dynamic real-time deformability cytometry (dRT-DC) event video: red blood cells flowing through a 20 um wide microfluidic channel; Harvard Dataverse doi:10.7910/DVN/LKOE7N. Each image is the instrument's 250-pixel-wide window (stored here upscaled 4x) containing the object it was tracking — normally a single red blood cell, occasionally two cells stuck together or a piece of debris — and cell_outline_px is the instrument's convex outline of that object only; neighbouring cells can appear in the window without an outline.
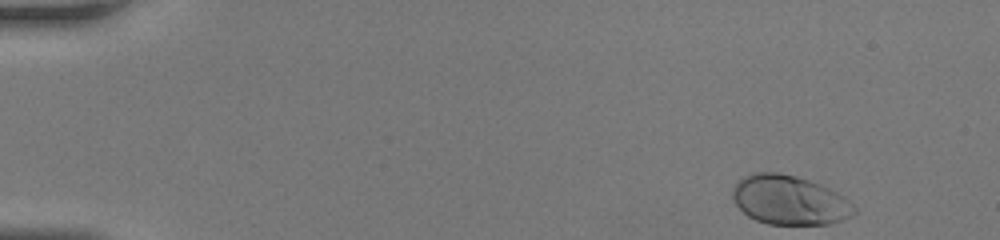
{"species": "human", "species_latin": "Homo sapiens", "temperature_condition": "room temperature", "stored_images_in_passage": 42, "camera_frame_rate_fps": 3000, "um_per_image_px": 0.085, "donor": {"sex": "female"}, "frame": {"image": 1, "passage_image": 1, "time_ms": 0.0, "image_size_px": [1000, 240], "cell_outline_px": [[856, 212], [852, 216], [828, 224], [768, 224], [756, 220], [748, 216], [736, 204], [732, 196], [732, 192], [736, 184], [744, 176], [752, 172], [776, 172], [796, 176], [820, 184], [844, 196], [856, 208]], "centroid_in_image_um": [67.11, 17.01], "position_along_channel_um": 17.9, "area_um2": 34.74}}
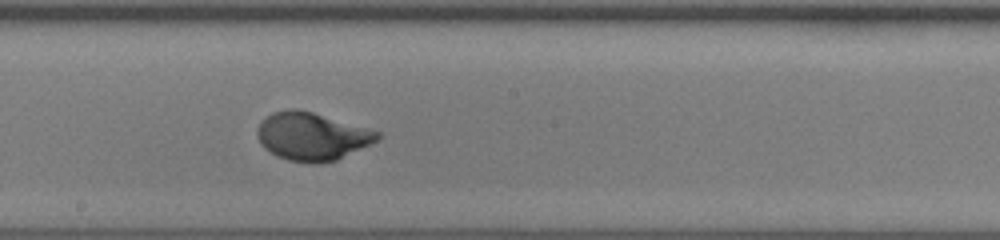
{"frame": {"image": 2, "passage_image": 23, "time_ms": 7.333, "image_size_px": [1000, 240], "cell_outline_px": [[380, 136], [376, 140], [336, 160], [312, 164], [288, 160], [276, 156], [264, 148], [260, 144], [256, 136], [256, 128], [260, 120], [272, 112], [288, 108], [296, 108], [312, 112], [380, 132]], "centroid_in_image_um": [26.41, 11.58], "position_along_channel_um": 221.8, "area_um2": 33.41}}
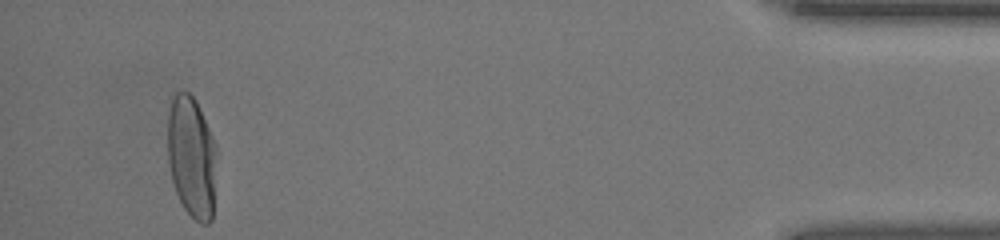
{"frame": {"image": 3, "passage_image": 40, "time_ms": 13.0, "image_size_px": [1000, 240], "cell_outline_px": [[216, 148], [212, 220], [208, 224], [200, 224], [184, 208], [176, 192], [172, 180], [168, 160], [168, 112], [172, 92], [188, 92], [196, 100], [216, 144]], "centroid_in_image_um": [16.28, 13.3], "position_along_channel_um": 418.9, "area_um2": 34.74}}